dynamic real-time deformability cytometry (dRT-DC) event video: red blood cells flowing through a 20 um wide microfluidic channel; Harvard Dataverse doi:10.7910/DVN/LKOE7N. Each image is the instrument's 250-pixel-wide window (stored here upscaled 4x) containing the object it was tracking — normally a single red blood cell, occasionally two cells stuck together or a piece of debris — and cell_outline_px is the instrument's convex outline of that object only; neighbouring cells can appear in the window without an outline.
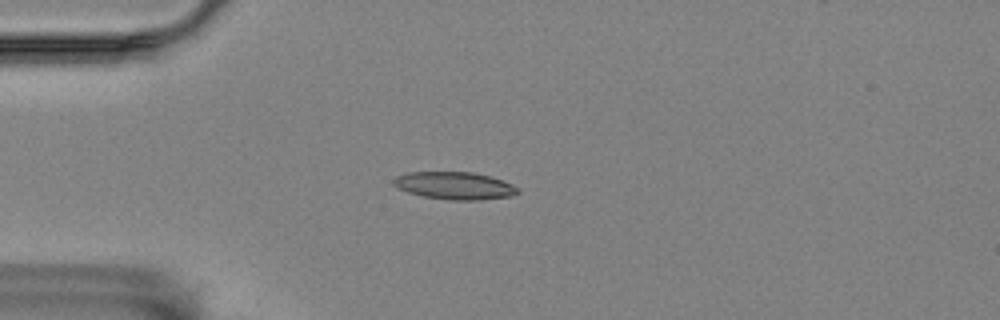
{"species": "Egyptian fruit bat (a non-hibernating species)", "species_latin": "Rousettus aegyptiacus", "temperature_condition": "room temperature", "stored_images_in_passage": 3, "camera_frame_rate_fps": 3000, "um_per_image_px": 0.085, "animal": {"sex": "female"}, "frame": {"image": 1, "passage_image": 1, "time_ms": 0.0, "image_size_px": [1000, 320], "cell_outline_px": [[520, 192], [512, 196], [480, 200], [448, 200], [424, 196], [408, 192], [396, 188], [392, 184], [392, 180], [396, 176], [408, 172], [472, 172], [488, 176], [512, 184], [520, 188]], "centroid_in_image_um": [38.63, 15.78], "position_along_channel_um": 46.4, "area_um2": 20.0}}
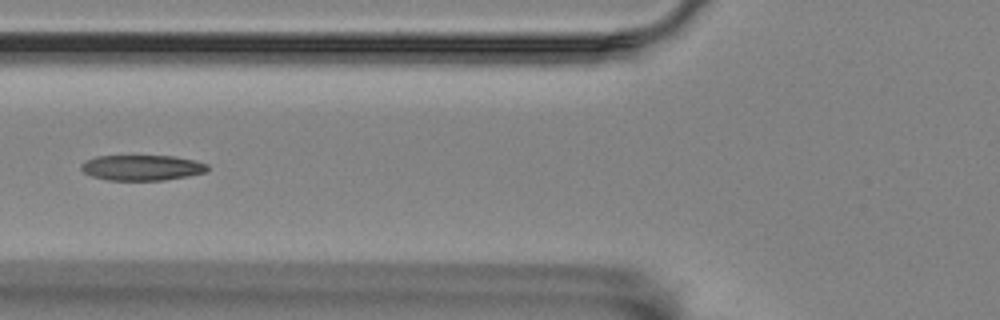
{"frame": {"image": 2, "passage_image": 3, "time_ms": 0.667, "image_size_px": [1000, 320], "cell_outline_px": [[208, 168], [204, 172], [188, 176], [164, 180], [108, 180], [92, 176], [84, 172], [80, 168], [80, 164], [96, 156], [172, 156], [196, 160], [208, 164]], "centroid_in_image_um": [12.07, 14.25], "position_along_channel_um": 113.7, "area_um2": 18.67}}